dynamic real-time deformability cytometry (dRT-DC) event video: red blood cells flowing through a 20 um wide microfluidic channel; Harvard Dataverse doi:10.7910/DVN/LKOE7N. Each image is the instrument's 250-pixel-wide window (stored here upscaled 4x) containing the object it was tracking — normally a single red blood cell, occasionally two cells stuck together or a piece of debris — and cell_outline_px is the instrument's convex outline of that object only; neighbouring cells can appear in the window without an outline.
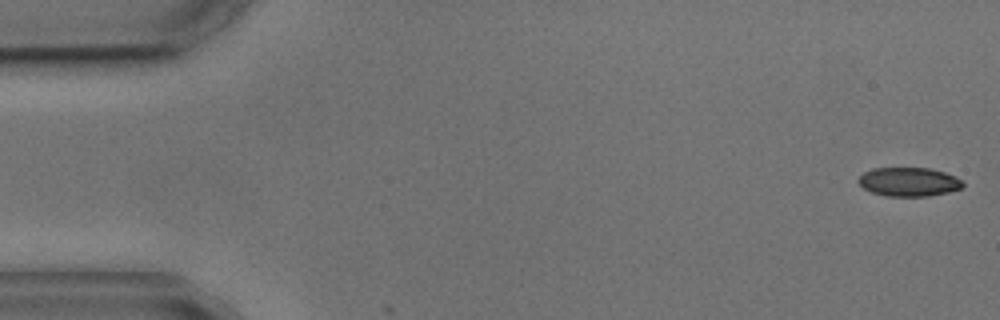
{"species": "common noctule bat (a hibernating species)", "species_latin": "Nyctalus noctula", "temperature_condition": "cold", "stored_images_in_passage": 4, "camera_frame_rate_fps": 3000, "um_per_image_px": 0.085, "animal": {"sex": "male", "body_mass_g": 17.9, "forearm_length_mm": 54.2}, "frame": {"image": 1, "passage_image": 1, "time_ms": 0.0, "image_size_px": [1000, 320], "cell_outline_px": [[964, 184], [960, 188], [948, 192], [928, 196], [884, 196], [872, 192], [864, 188], [856, 180], [864, 172], [872, 168], [932, 168], [956, 176]], "centroid_in_image_um": [77.23, 15.45], "position_along_channel_um": 7.8, "area_um2": 17.57}}
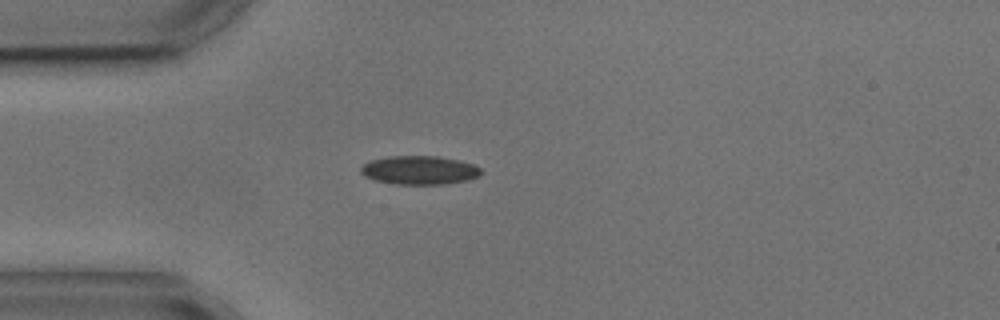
{"frame": {"image": 2, "passage_image": 4, "time_ms": 4.333, "image_size_px": [1000, 320], "cell_outline_px": [[480, 176], [468, 180], [444, 184], [396, 184], [376, 180], [364, 176], [360, 172], [360, 168], [368, 160], [388, 156], [436, 156], [456, 160], [472, 164], [480, 168]], "centroid_in_image_um": [35.61, 14.46], "position_along_channel_um": 49.4, "area_um2": 20.0}}